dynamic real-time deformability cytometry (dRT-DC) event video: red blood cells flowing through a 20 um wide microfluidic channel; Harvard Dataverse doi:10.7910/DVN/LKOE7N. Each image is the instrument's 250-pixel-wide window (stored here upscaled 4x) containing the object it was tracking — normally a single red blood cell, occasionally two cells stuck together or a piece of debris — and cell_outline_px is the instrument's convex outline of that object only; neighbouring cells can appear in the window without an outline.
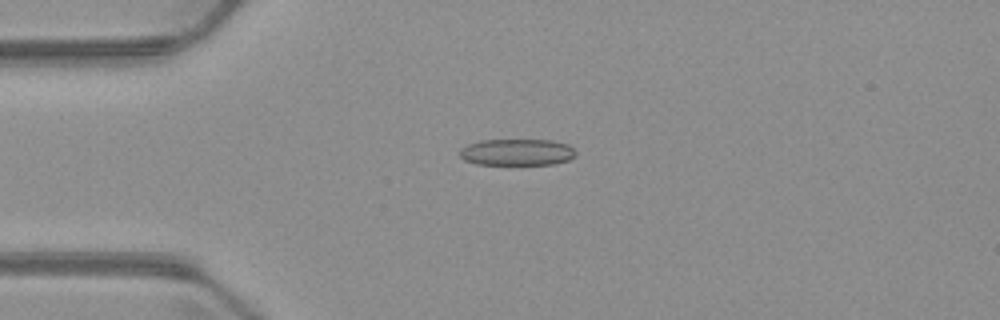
{"species": "common noctule bat (a hibernating species)", "species_latin": "Nyctalus noctula", "temperature_condition": "warm", "stored_images_in_passage": 6, "camera_frame_rate_fps": 3000, "um_per_image_px": 0.085, "animal": {"sex": "male", "body_mass_g": 23.1, "forearm_length_mm": 52.7}, "frame": {"image": 1, "passage_image": 4, "time_ms": 3.667, "image_size_px": [1000, 320], "cell_outline_px": [[576, 156], [568, 160], [556, 164], [476, 164], [464, 160], [460, 156], [460, 148], [468, 144], [480, 140], [552, 140], [568, 144], [576, 152]], "centroid_in_image_um": [43.95, 12.93], "position_along_channel_um": 41.1, "area_um2": 18.03}}
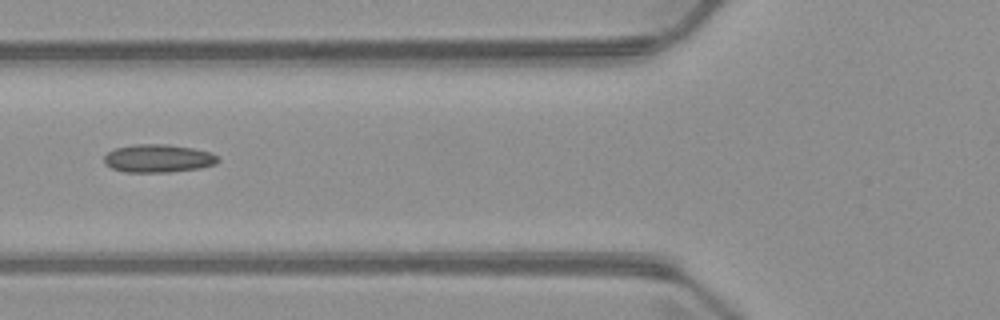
{"frame": {"image": 2, "passage_image": 6, "time_ms": 6.0, "image_size_px": [1000, 320], "cell_outline_px": [[220, 160], [216, 164], [200, 168], [168, 172], [124, 172], [112, 168], [104, 164], [104, 156], [108, 152], [116, 148], [132, 144], [168, 144], [192, 148], [212, 152]], "centroid_in_image_um": [13.44, 13.46], "position_along_channel_um": 112.4, "area_um2": 18.73}}